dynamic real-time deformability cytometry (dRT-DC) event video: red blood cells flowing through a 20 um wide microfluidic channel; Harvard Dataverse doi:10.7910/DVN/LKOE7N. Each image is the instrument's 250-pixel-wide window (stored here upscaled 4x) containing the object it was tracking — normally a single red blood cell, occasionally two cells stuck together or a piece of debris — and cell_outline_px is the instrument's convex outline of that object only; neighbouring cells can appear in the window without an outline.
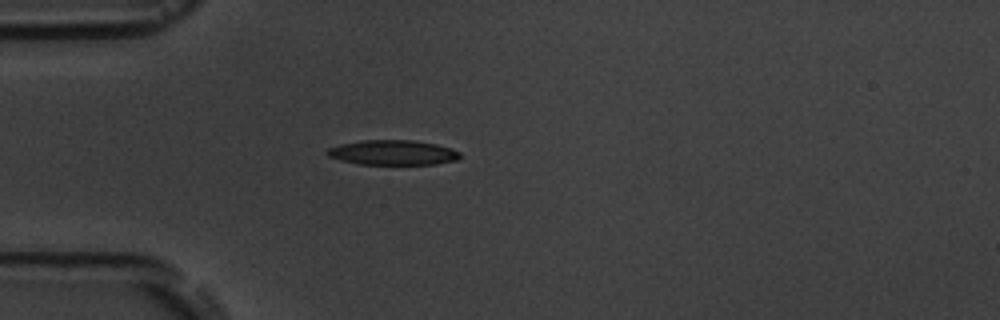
{"species": "common noctule bat (a hibernating species)", "species_latin": "Nyctalus noctula", "temperature_condition": "room temperature", "stored_images_in_passage": 2, "camera_frame_rate_fps": 3000, "um_per_image_px": 0.085, "animal": {"sex": "male", "body_mass_g": 19.5, "forearm_length_mm": 54.6}, "frame": {"image": 1, "passage_image": 2, "time_ms": 1.0, "image_size_px": [1000, 320], "cell_outline_px": [[460, 160], [436, 164], [360, 164], [340, 160], [328, 156], [324, 152], [328, 148], [340, 144], [360, 140], [412, 140], [436, 144], [452, 148], [460, 152]], "centroid_in_image_um": [33.4, 12.96], "position_along_channel_um": 51.6, "area_um2": 19.42}}